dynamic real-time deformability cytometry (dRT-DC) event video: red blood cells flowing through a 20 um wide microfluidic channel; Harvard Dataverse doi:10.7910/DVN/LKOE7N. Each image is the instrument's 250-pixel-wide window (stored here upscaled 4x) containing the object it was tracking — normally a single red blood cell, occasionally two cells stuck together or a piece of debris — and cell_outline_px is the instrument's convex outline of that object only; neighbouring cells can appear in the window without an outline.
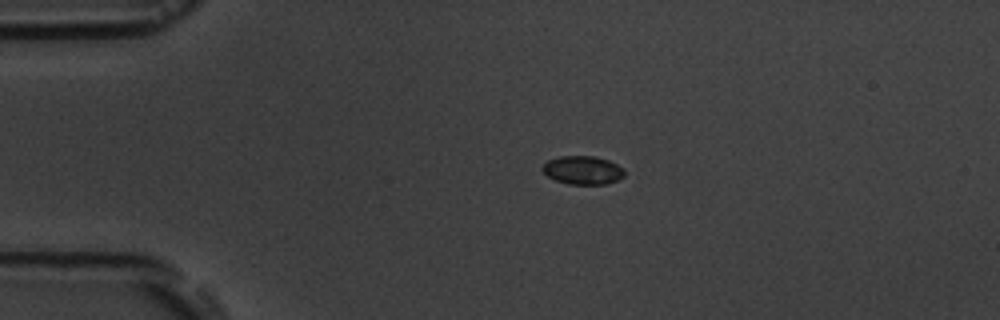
{"species": "common noctule bat (a hibernating species)", "species_latin": "Nyctalus noctula", "temperature_condition": "room temperature", "stored_images_in_passage": 4, "camera_frame_rate_fps": 3000, "um_per_image_px": 0.085, "animal": {"sex": "male", "body_mass_g": 19.5, "forearm_length_mm": 54.6}, "frame": {"image": 1, "passage_image": 3, "time_ms": 2.667, "image_size_px": [1000, 320], "cell_outline_px": [[624, 176], [616, 180], [604, 184], [568, 184], [556, 180], [548, 176], [540, 168], [548, 160], [560, 156], [596, 156], [608, 160], [624, 168]], "centroid_in_image_um": [49.53, 14.45], "position_along_channel_um": 35.5, "area_um2": 13.53}}